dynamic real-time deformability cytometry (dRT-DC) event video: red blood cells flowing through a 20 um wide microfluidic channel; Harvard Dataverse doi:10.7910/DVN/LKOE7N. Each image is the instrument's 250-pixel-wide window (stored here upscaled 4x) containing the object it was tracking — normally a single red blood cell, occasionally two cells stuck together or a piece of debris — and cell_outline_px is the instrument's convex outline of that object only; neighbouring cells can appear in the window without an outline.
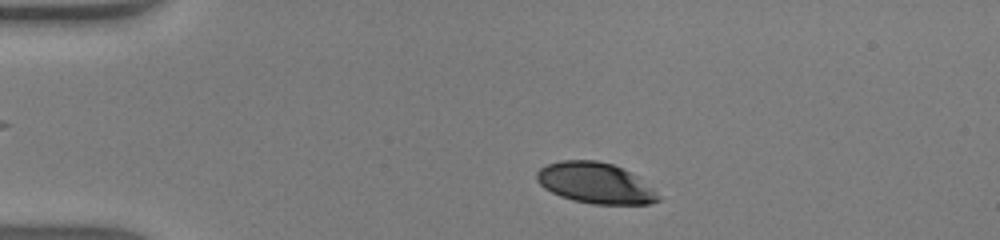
{"species": "human", "species_latin": "Homo sapiens", "temperature_condition": "warm", "stored_images_in_passage": 38, "camera_frame_rate_fps": 3000, "um_per_image_px": 0.085, "donor": {"sex": "male"}, "frame": {"image": 1, "passage_image": 1, "time_ms": 0.0, "image_size_px": [1000, 240], "cell_outline_px": [[660, 200], [648, 204], [592, 204], [572, 200], [560, 196], [544, 188], [536, 180], [536, 172], [540, 168], [548, 164], [560, 160], [596, 160], [612, 164], [628, 172], [652, 188], [660, 196]], "centroid_in_image_um": [50.55, 15.56], "position_along_channel_um": 34.4, "area_um2": 28.61}}
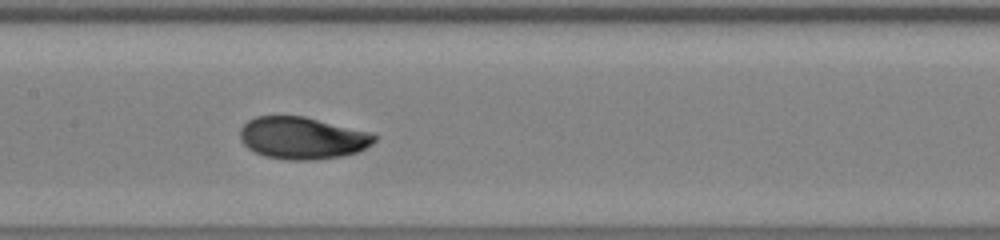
{"frame": {"image": 2, "passage_image": 15, "time_ms": 4.667, "image_size_px": [1000, 240], "cell_outline_px": [[380, 136], [372, 144], [356, 152], [344, 156], [312, 160], [288, 160], [264, 156], [248, 148], [240, 140], [240, 128], [248, 120], [256, 116], [304, 116], [372, 132]], "centroid_in_image_um": [25.72, 11.73], "position_along_channel_um": 181.7, "area_um2": 33.23}}
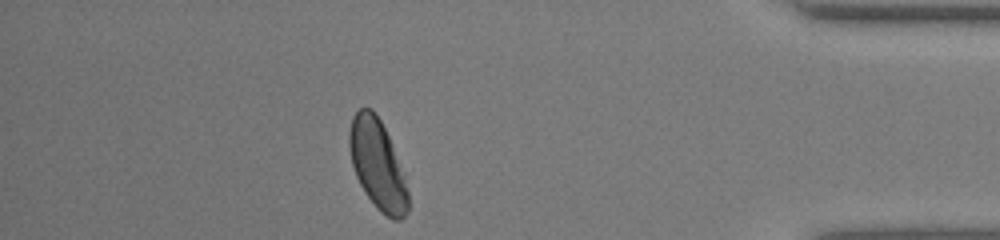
{"frame": {"image": 3, "passage_image": 33, "time_ms": 10.667, "image_size_px": [1000, 240], "cell_outline_px": [[408, 212], [400, 220], [392, 220], [384, 216], [376, 208], [364, 192], [356, 176], [352, 164], [348, 148], [348, 132], [352, 116], [360, 108], [372, 108], [376, 112], [388, 136], [404, 180], [408, 192]], "centroid_in_image_um": [32.04, 14.0], "position_along_channel_um": 403.2, "area_um2": 30.46}, "authors_computed_cell_mechanics": {"area_um2": 32.1368, "velocity_mm_per_s": 4.3433, "shape_relaxation_time_tau1_ms": 2.625, "shape_relaxation_time_tau2_ms": 0.6622, "deformation_change_tau1": 0.1449, "deformation_change_tau2": 0.04}}